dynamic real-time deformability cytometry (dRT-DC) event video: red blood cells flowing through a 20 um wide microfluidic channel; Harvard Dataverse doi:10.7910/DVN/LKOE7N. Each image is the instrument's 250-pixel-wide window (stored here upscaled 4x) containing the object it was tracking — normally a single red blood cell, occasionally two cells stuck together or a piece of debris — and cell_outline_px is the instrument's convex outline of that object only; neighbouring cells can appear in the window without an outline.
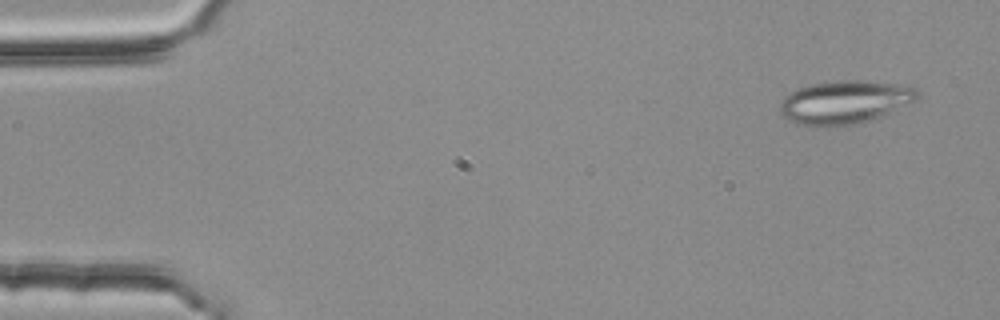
{"species": "common noctule bat (a hibernating species)", "species_latin": "Nyctalus noctula", "temperature_condition": "room temperature", "stored_images_in_passage": 4, "camera_frame_rate_fps": 3000, "um_per_image_px": 0.085, "animal": {"sex": "female", "body_mass_g": 25.1}, "frame": {"image": 1, "passage_image": 1, "time_ms": 0.0, "image_size_px": [1000, 320], "cell_outline_px": [[920, 96], [916, 100], [860, 124], [796, 124], [784, 116], [780, 112], [780, 104], [784, 96], [796, 88], [812, 84], [832, 80], [868, 80], [912, 84], [920, 92]], "centroid_in_image_um": [71.86, 8.61], "position_along_channel_um": 13.1, "area_um2": 34.56}}